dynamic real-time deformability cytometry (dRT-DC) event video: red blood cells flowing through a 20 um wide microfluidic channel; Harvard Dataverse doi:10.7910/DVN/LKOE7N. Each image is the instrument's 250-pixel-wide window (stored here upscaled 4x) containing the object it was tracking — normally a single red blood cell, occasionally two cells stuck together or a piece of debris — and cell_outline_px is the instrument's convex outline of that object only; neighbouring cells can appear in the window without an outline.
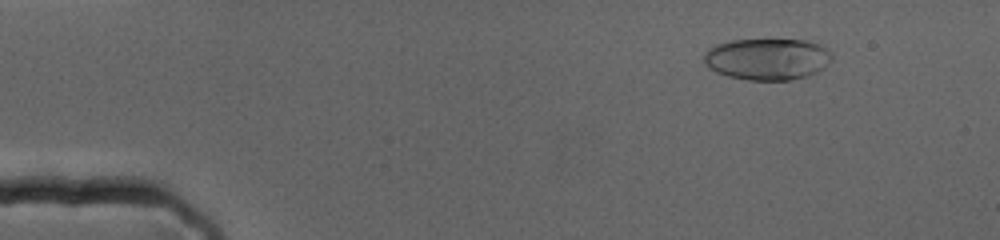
{"species": "human", "species_latin": "Homo sapiens", "temperature_condition": "cold", "stored_images_in_passage": 62, "camera_frame_rate_fps": 3000, "um_per_image_px": 0.085, "donor": {"sex": "female"}, "frame": {"image": 1, "passage_image": 9, "time_ms": 2.667, "image_size_px": [1000, 240], "cell_outline_px": [[832, 60], [824, 68], [808, 76], [788, 80], [748, 80], [728, 76], [716, 72], [708, 68], [704, 64], [704, 52], [708, 48], [716, 44], [732, 40], [804, 40], [820, 44], [832, 52]], "centroid_in_image_um": [65.22, 5.02], "position_along_channel_um": 19.8, "area_um2": 31.27}}
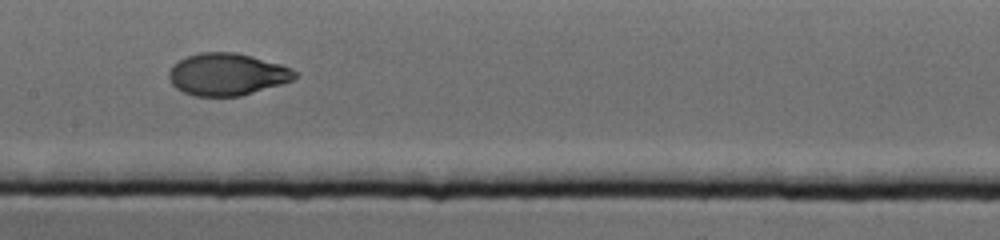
{"frame": {"image": 2, "passage_image": 37, "time_ms": 12.0, "image_size_px": [1000, 240], "cell_outline_px": [[300, 76], [292, 80], [280, 84], [240, 96], [192, 96], [176, 88], [172, 84], [168, 76], [168, 72], [172, 64], [188, 56], [200, 52], [236, 52], [252, 56], [280, 64], [292, 68], [300, 72]], "centroid_in_image_um": [19.31, 6.31], "position_along_channel_um": 188.1, "area_um2": 31.1}}
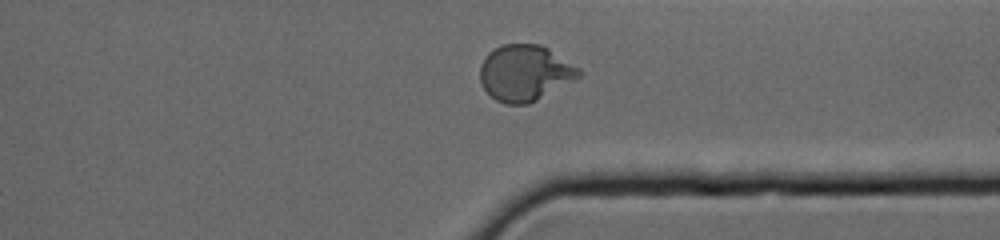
{"frame": {"image": 3, "passage_image": 56, "time_ms": 18.333, "image_size_px": [1000, 240], "cell_outline_px": [[584, 72], [580, 76], [536, 100], [528, 104], [504, 104], [496, 100], [484, 88], [480, 80], [480, 64], [488, 52], [500, 44], [540, 44], [548, 48], [580, 68]], "centroid_in_image_um": [44.6, 6.18], "position_along_channel_um": 366.8, "area_um2": 32.19}}